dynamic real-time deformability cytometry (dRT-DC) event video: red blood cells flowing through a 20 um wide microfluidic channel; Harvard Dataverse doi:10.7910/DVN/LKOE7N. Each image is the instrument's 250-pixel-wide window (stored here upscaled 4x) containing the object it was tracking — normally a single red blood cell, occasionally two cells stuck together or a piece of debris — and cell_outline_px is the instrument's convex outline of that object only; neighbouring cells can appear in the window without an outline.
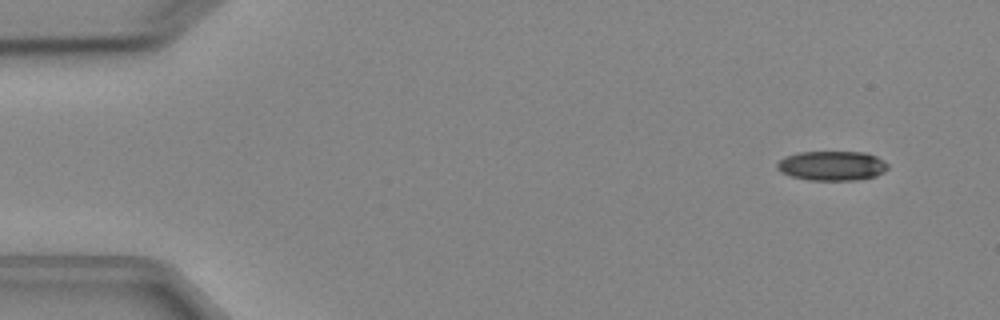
{"species": "Egyptian fruit bat (a non-hibernating species)", "species_latin": "Rousettus aegyptiacus", "temperature_condition": "cold", "stored_images_in_passage": 6, "segment_of_instrument_passage": [1, 2], "camera_frame_rate_fps": 3000, "um_per_image_px": 0.085, "animal": {"sex": "female"}, "frame": {"image": 1, "passage_image": 2, "time_ms": 1.0, "image_size_px": [1000, 320], "cell_outline_px": [[888, 168], [884, 172], [876, 176], [856, 180], [808, 180], [792, 176], [780, 172], [776, 168], [776, 164], [784, 156], [800, 152], [864, 152], [876, 156], [884, 160], [888, 164]], "centroid_in_image_um": [70.72, 14.09], "position_along_channel_um": 14.3, "area_um2": 19.19}}